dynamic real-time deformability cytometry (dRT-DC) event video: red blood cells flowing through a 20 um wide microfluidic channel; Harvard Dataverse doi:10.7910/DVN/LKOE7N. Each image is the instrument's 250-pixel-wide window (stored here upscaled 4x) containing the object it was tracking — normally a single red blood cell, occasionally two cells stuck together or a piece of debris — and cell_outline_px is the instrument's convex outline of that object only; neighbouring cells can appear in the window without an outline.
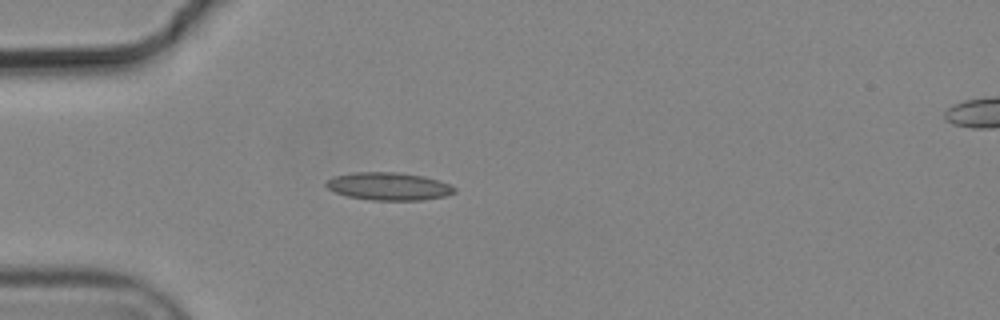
{"species": "common noctule bat (a hibernating species)", "species_latin": "Nyctalus noctula", "temperature_condition": "cold", "stored_images_in_passage": 6, "camera_frame_rate_fps": 3000, "um_per_image_px": 0.085, "animal": {"sex": "male", "body_mass_g": 19.2, "forearm_length_mm": 51.8}, "frame": {"image": 1, "passage_image": 5, "time_ms": 1.333, "image_size_px": [1000, 320], "cell_outline_px": [[456, 192], [444, 196], [420, 200], [372, 200], [348, 196], [336, 192], [328, 188], [324, 184], [332, 176], [352, 172], [396, 172], [424, 176], [448, 184], [456, 188]], "centroid_in_image_um": [33.01, 15.83], "position_along_channel_um": 52.0, "area_um2": 20.63}}